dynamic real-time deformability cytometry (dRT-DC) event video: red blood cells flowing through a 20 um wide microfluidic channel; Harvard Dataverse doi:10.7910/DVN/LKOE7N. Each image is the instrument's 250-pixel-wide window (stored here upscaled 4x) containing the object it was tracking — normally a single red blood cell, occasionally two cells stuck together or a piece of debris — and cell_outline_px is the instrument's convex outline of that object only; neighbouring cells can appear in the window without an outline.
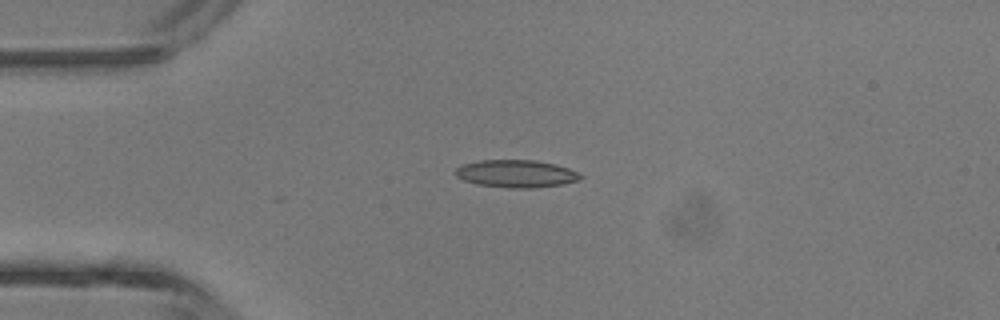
{"species": "common noctule bat (a hibernating species)", "species_latin": "Nyctalus noctula", "temperature_condition": "room temperature", "stored_images_in_passage": 4, "camera_frame_rate_fps": 3000, "um_per_image_px": 0.085, "animal": {"sex": "male", "body_mass_g": 13.3}, "frame": {"image": 1, "passage_image": 3, "time_ms": 2.333, "image_size_px": [1000, 320], "cell_outline_px": [[584, 176], [580, 180], [564, 184], [528, 188], [512, 188], [476, 184], [464, 180], [456, 176], [452, 172], [456, 168], [464, 164], [480, 160], [536, 160], [568, 168]], "centroid_in_image_um": [43.85, 14.76], "position_along_channel_um": 41.1, "area_um2": 20.0}}